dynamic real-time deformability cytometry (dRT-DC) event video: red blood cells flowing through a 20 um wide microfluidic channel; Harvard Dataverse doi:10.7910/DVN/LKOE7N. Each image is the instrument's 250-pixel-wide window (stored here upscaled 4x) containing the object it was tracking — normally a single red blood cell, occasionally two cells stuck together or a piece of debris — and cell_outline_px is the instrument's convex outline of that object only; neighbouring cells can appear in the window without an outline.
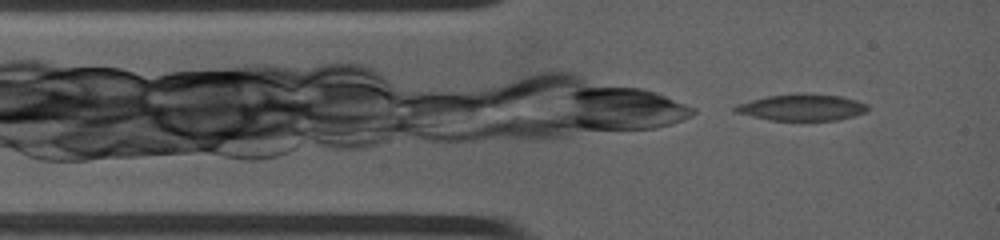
{"species": "common noctule bat (a hibernating species)", "species_latin": "Nyctalus noctula", "temperature_condition": "warm", "stored_images_in_passage": 3, "camera_frame_rate_fps": 4500, "um_per_image_px": 0.085, "animal": {"sex": "female", "body_mass_g": 19.0, "forearm_length_mm": 53.3}, "frame": {"image": 1, "passage_image": 1, "time_ms": 0.0, "image_size_px": [1000, 240], "cell_outline_px": [[868, 108], [864, 112], [852, 116], [836, 120], [768, 120], [736, 112], [732, 108], [740, 104], [752, 100], [768, 96], [840, 96], [856, 100], [868, 104]], "centroid_in_image_um": [68.17, 9.17], "position_along_channel_um": 16.8, "area_um2": 19.25}}
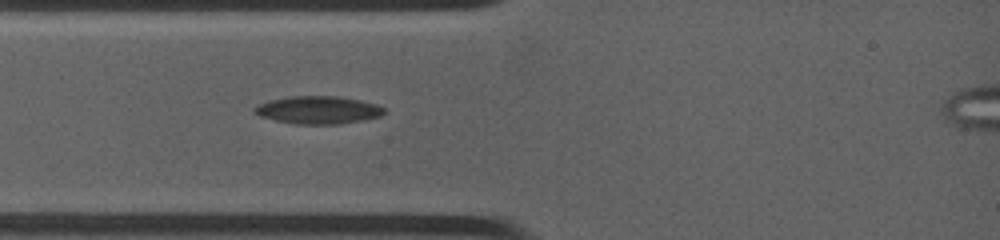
{"frame": {"image": 2, "passage_image": 3, "time_ms": 1.778, "image_size_px": [1000, 240], "cell_outline_px": [[384, 112], [380, 116], [340, 124], [296, 124], [276, 120], [260, 116], [252, 112], [252, 108], [260, 104], [272, 100], [288, 96], [336, 96], [360, 100], [376, 104], [384, 108]], "centroid_in_image_um": [27.02, 9.35], "position_along_channel_um": 58.0, "area_um2": 20.75}}